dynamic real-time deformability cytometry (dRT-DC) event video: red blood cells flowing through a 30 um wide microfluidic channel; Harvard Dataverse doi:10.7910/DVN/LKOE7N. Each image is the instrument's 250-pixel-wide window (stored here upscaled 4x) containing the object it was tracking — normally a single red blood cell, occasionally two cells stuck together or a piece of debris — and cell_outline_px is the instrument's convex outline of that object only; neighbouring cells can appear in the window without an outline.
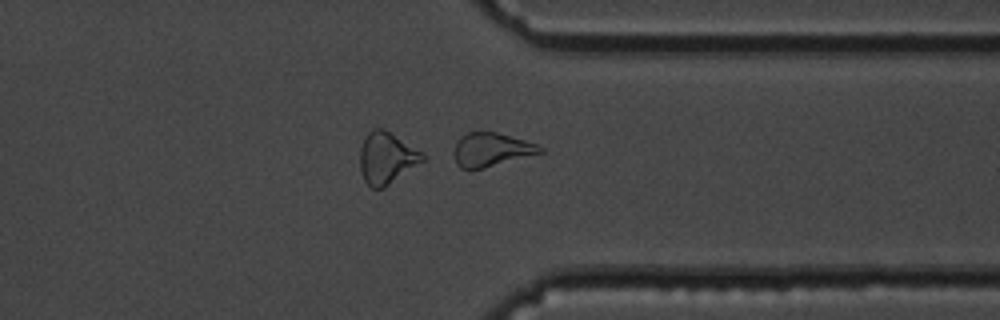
{"species": "common noctule bat (a hibernating species)", "species_latin": "Nyctalus noctula", "temperature_condition": "cold", "stored_images_in_passage": 36, "camera_frame_rate_fps": 3000, "um_per_image_px": 0.085, "animal": {"sex": "male", "body_mass_g": 19.5, "forearm_length_mm": 54.6}, "frame": {"image": 1, "passage_image": 36, "time_ms": 11.667, "image_size_px": [1000, 320], "cell_outline_px": [[544, 152], [484, 168], [460, 168], [456, 164], [452, 152], [456, 140], [460, 136], [468, 132], [496, 132], [524, 140], [536, 144], [544, 148]], "centroid_in_image_um": [41.72, 12.71], "position_along_channel_um": 369.7, "area_um2": 16.94}, "authors_computed_cell_mechanics": {"area_um2": 18.3804, "velocity_mm_per_s": 3.6775, "shape_relaxation_time_tau1_ms": 8.4887, "shape_relaxation_time_tau2_ms": 6.838, "deformation_change_tau1": 0.1236, "deformation_change_tau2": 0.1493}}